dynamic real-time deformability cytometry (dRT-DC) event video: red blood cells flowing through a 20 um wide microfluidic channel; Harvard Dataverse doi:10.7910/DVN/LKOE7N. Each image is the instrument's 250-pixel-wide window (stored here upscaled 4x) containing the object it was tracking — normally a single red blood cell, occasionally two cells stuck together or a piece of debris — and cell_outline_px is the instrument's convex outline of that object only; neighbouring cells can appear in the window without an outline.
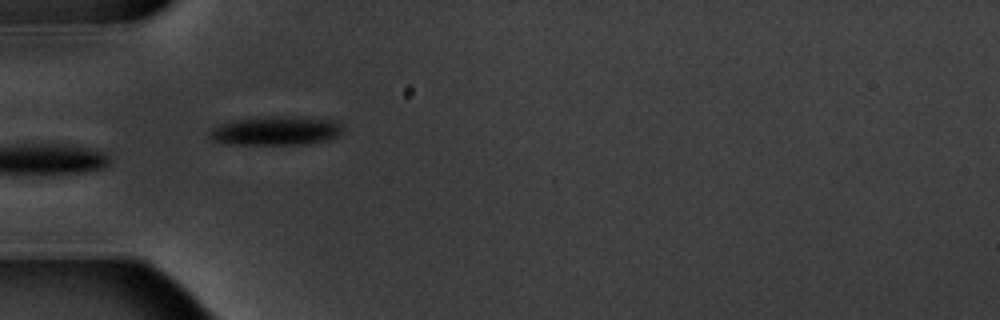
{"species": "common noctule bat (a hibernating species)", "species_latin": "Nyctalus noctula", "temperature_condition": "warm", "stored_images_in_passage": 7, "camera_frame_rate_fps": 3000, "um_per_image_px": 0.085, "animal": {"sex": "male", "body_mass_g": 20.1, "forearm_length_mm": 53.5}, "frame": {"image": 1, "passage_image": 5, "time_ms": 5.333, "image_size_px": [1000, 320], "cell_outline_px": [[340, 132], [336, 136], [328, 140], [308, 144], [224, 144], [212, 140], [208, 136], [208, 132], [212, 128], [220, 124], [236, 120], [268, 116], [288, 116], [332, 120], [340, 124]], "centroid_in_image_um": [23.38, 11.12], "position_along_channel_um": 61.6, "area_um2": 22.31}}
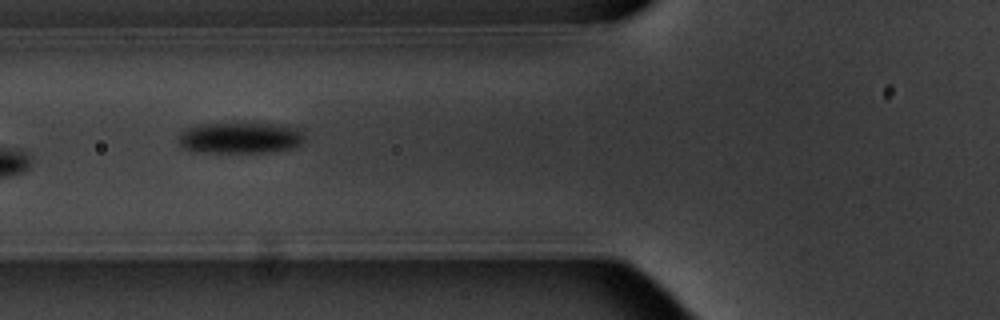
{"frame": {"image": 2, "passage_image": 6, "time_ms": 6.667, "image_size_px": [1000, 320], "cell_outline_px": [[304, 140], [300, 144], [292, 148], [268, 152], [192, 152], [184, 148], [180, 144], [180, 132], [188, 128], [200, 124], [288, 124], [304, 132]], "centroid_in_image_um": [20.45, 11.72], "position_along_channel_um": 105.3, "area_um2": 22.83}}